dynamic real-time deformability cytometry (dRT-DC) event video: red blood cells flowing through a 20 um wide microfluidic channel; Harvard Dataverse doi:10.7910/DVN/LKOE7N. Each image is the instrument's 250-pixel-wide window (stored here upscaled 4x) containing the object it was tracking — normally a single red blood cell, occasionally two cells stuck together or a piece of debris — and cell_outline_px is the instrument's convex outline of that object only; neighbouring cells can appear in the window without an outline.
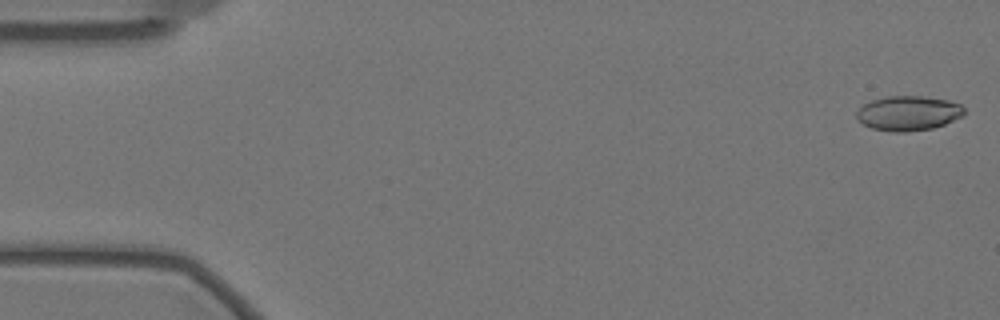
{"species": "Egyptian fruit bat (a non-hibernating species)", "species_latin": "Rousettus aegyptiacus", "temperature_condition": "warm", "stored_images_in_passage": 17, "camera_frame_rate_fps": 3000, "um_per_image_px": 0.085, "animal": {"sex": "female"}, "frame": {"image": 1, "passage_image": 1, "time_ms": 0.0, "image_size_px": [1000, 320], "cell_outline_px": [[964, 116], [944, 124], [932, 128], [904, 132], [896, 132], [872, 128], [864, 124], [856, 116], [856, 112], [864, 104], [872, 100], [888, 96], [924, 96], [948, 100], [960, 104], [964, 108]], "centroid_in_image_um": [77.23, 9.61], "position_along_channel_um": 7.8, "area_um2": 21.62}}
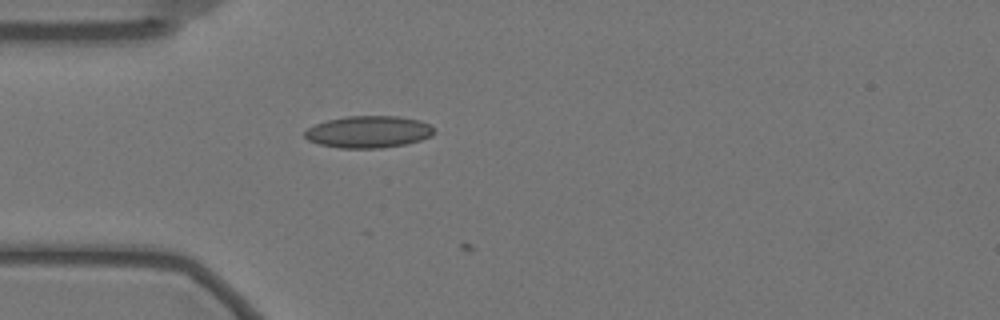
{"frame": {"image": 2, "passage_image": 16, "time_ms": 5.0, "image_size_px": [1000, 320], "cell_outline_px": [[436, 132], [432, 136], [420, 140], [404, 144], [380, 148], [340, 148], [320, 144], [308, 140], [304, 136], [304, 132], [308, 128], [316, 124], [328, 120], [344, 116], [396, 116], [420, 120], [432, 124]], "centroid_in_image_um": [31.36, 11.2], "position_along_channel_um": 53.6, "area_um2": 24.16}}